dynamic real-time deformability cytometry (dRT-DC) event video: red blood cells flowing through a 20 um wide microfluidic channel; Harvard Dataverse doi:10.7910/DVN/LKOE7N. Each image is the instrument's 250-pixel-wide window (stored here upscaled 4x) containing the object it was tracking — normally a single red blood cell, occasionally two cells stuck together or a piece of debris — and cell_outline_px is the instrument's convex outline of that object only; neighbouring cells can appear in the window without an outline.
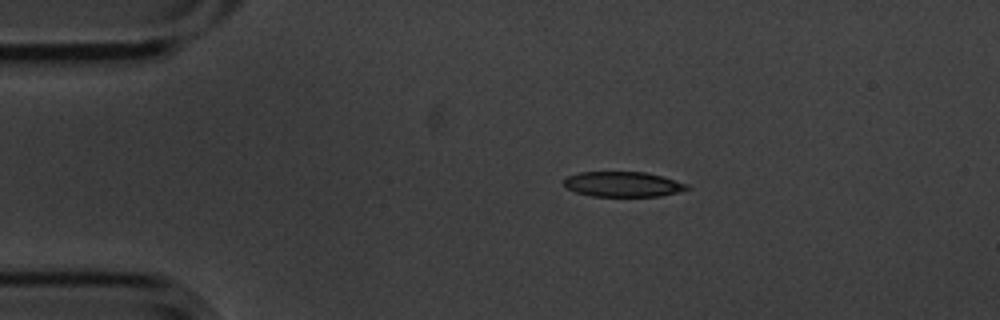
{"species": "common noctule bat (a hibernating species)", "species_latin": "Nyctalus noctula", "temperature_condition": "cold", "stored_images_in_passage": 4, "camera_frame_rate_fps": 3000, "um_per_image_px": 0.085, "animal": {"sex": "male", "body_mass_g": 20.1, "forearm_length_mm": 53.5}, "frame": {"image": 1, "passage_image": 2, "time_ms": 0.333, "image_size_px": [1000, 320], "cell_outline_px": [[692, 188], [660, 196], [592, 196], [576, 192], [564, 188], [564, 180], [568, 176], [580, 172], [644, 172], [664, 176], [688, 184]], "centroid_in_image_um": [52.95, 15.66], "position_along_channel_um": 32.0, "area_um2": 18.09}}
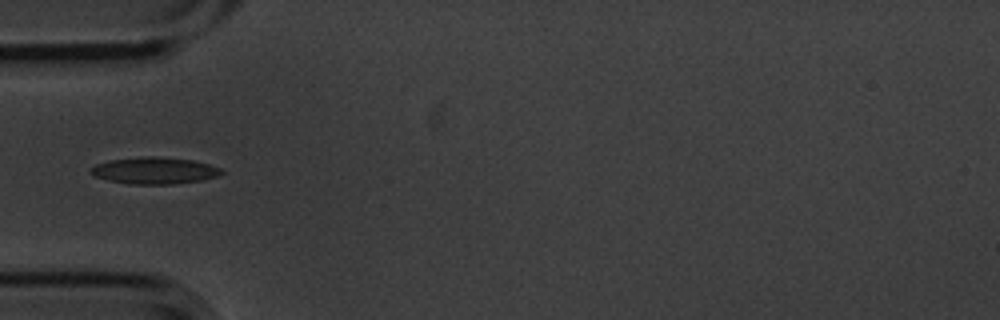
{"frame": {"image": 2, "passage_image": 4, "time_ms": 1.0, "image_size_px": [1000, 320], "cell_outline_px": [[224, 172], [216, 176], [204, 180], [172, 184], [128, 184], [108, 180], [92, 176], [88, 172], [88, 168], [96, 164], [108, 160], [144, 156], [156, 156], [192, 160], [208, 164], [220, 168]], "centroid_in_image_um": [13.06, 14.5], "position_along_channel_um": 71.9, "area_um2": 20.58}}